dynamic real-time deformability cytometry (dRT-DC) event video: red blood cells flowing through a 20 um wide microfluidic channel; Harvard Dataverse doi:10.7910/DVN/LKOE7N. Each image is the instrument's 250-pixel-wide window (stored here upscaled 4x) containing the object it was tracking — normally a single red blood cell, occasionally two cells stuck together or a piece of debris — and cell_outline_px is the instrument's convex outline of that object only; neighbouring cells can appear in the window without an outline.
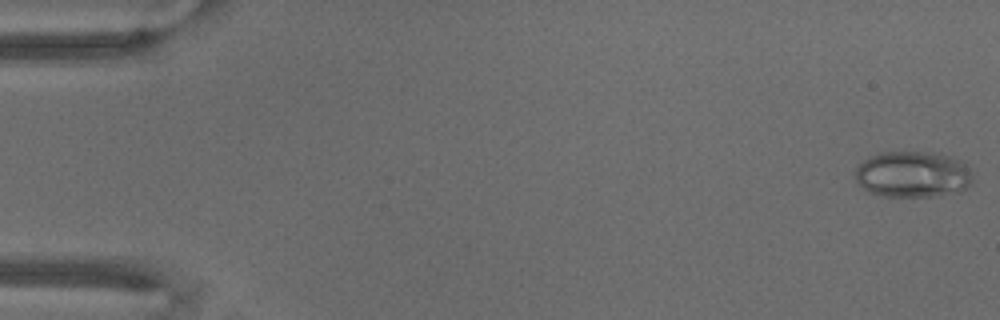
{"species": "common noctule bat (a hibernating species)", "species_latin": "Nyctalus noctula", "temperature_condition": "warm", "stored_images_in_passage": 69, "camera_frame_rate_fps": 3000, "um_per_image_px": 0.085, "animal": {"sex": "male", "body_mass_g": 18.8}, "frame": {"image": 1, "passage_image": 1, "time_ms": 0.0, "image_size_px": [1000, 320], "cell_outline_px": [[972, 184], [960, 192], [932, 196], [880, 196], [868, 192], [856, 180], [856, 168], [864, 160], [880, 152], [940, 152], [964, 160], [972, 176]], "centroid_in_image_um": [77.64, 14.81], "position_along_channel_um": 7.4, "area_um2": 31.96}}
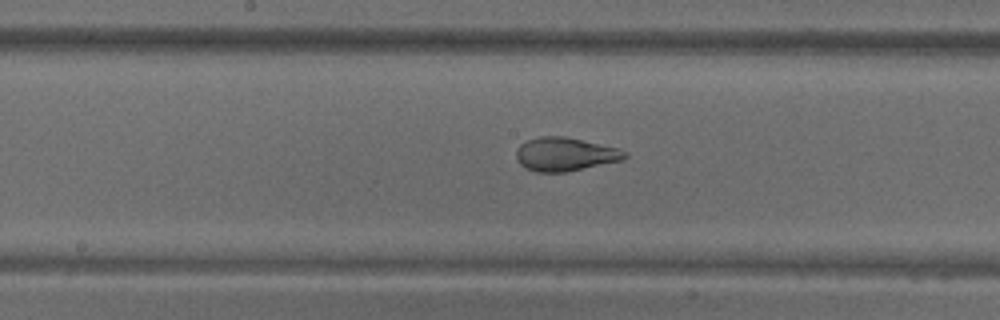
{"frame": {"image": 2, "passage_image": 36, "time_ms": 11.667, "image_size_px": [1000, 320], "cell_outline_px": [[628, 156], [620, 160], [564, 172], [536, 172], [520, 164], [516, 160], [516, 152], [520, 144], [528, 140], [540, 136], [564, 136], [620, 148], [628, 152]], "centroid_in_image_um": [48.03, 13.1], "position_along_channel_um": 200.2, "area_um2": 21.04}}
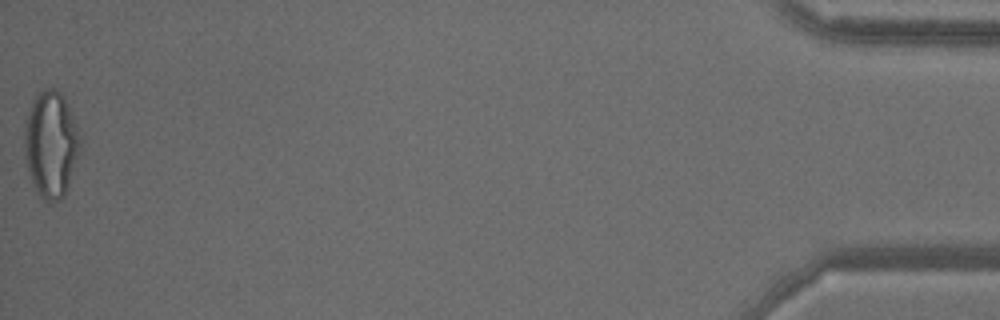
{"frame": {"image": 3, "passage_image": 69, "time_ms": 22.667, "image_size_px": [1000, 320], "cell_outline_px": [[84, 136], [80, 156], [68, 188], [64, 196], [60, 200], [52, 204], [48, 204], [36, 192], [24, 160], [24, 124], [28, 112], [36, 96], [44, 88], [56, 88], [64, 96]], "centroid_in_image_um": [4.39, 12.29], "position_along_channel_um": 430.8, "area_um2": 35.95}}